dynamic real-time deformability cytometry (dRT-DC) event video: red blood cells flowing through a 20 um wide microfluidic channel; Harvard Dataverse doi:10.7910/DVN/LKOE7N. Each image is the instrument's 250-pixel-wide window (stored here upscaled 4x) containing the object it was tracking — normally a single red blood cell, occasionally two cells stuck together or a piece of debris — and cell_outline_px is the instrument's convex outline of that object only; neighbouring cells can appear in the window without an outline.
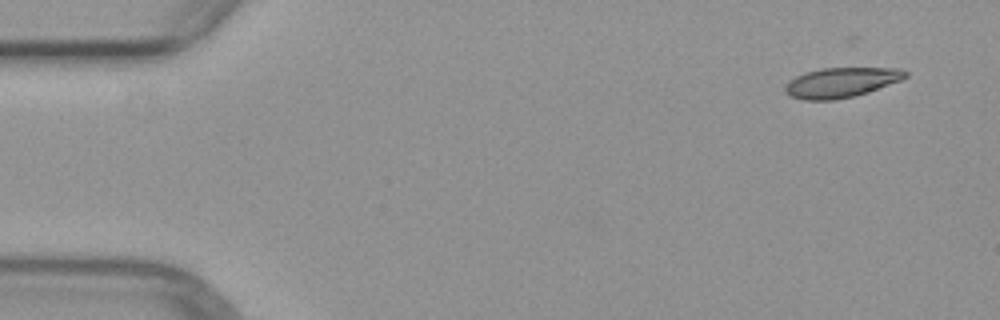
{"species": "common noctule bat (a hibernating species)", "species_latin": "Nyctalus noctula", "temperature_condition": "warm", "stored_images_in_passage": 4, "camera_frame_rate_fps": 3000, "um_per_image_px": 0.085, "animal": {"sex": "female", "body_mass_g": 29.2, "forearm_length_mm": 56.3}, "frame": {"image": 1, "passage_image": 1, "time_ms": 0.0, "image_size_px": [1000, 320], "cell_outline_px": [[908, 76], [900, 80], [868, 92], [852, 96], [832, 100], [804, 100], [792, 96], [784, 92], [784, 88], [796, 76], [804, 72], [820, 68], [900, 68], [908, 72]], "centroid_in_image_um": [71.51, 7.0], "position_along_channel_um": 13.5, "area_um2": 20.75}}
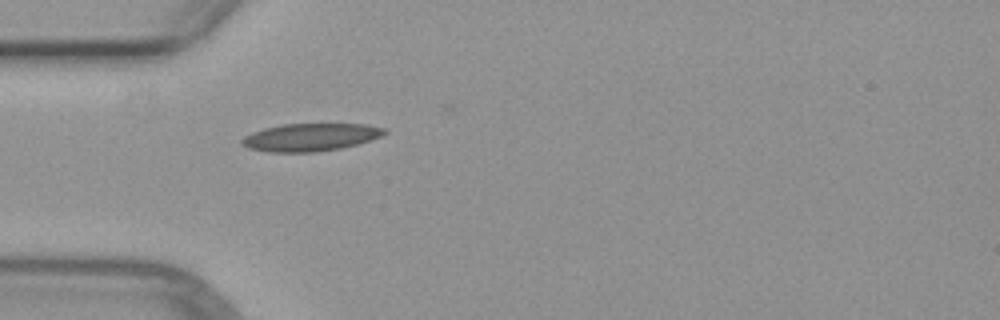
{"frame": {"image": 2, "passage_image": 4, "time_ms": 4.0, "image_size_px": [1000, 320], "cell_outline_px": [[388, 132], [380, 136], [356, 144], [340, 148], [316, 152], [268, 152], [248, 148], [240, 144], [240, 140], [244, 136], [252, 132], [264, 128], [280, 124], [368, 124], [384, 128]], "centroid_in_image_um": [26.33, 11.66], "position_along_channel_um": 58.7, "area_um2": 23.0}}